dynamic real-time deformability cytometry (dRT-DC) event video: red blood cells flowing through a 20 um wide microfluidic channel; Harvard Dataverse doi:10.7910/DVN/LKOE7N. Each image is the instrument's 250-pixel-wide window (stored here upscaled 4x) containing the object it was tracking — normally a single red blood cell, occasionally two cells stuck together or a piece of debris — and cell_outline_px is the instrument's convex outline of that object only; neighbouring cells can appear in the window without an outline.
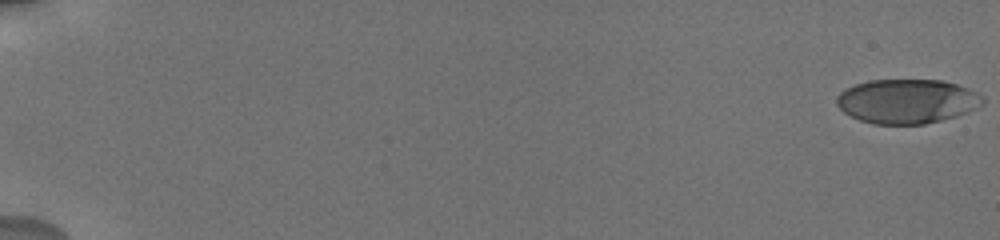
{"species": "human", "species_latin": "Homo sapiens", "temperature_condition": "cold", "stored_images_in_passage": 28, "camera_frame_rate_fps": 3000, "um_per_image_px": 0.085, "donor": {"sex": "male"}, "frame": {"image": 1, "passage_image": 1, "time_ms": 0.0, "image_size_px": [1000, 240], "cell_outline_px": [[984, 104], [968, 112], [956, 116], [924, 124], [872, 124], [860, 120], [844, 112], [836, 104], [836, 96], [840, 92], [856, 84], [868, 80], [944, 80], [968, 88], [984, 96]], "centroid_in_image_um": [77.11, 8.6], "position_along_channel_um": 7.9, "area_um2": 37.8}}
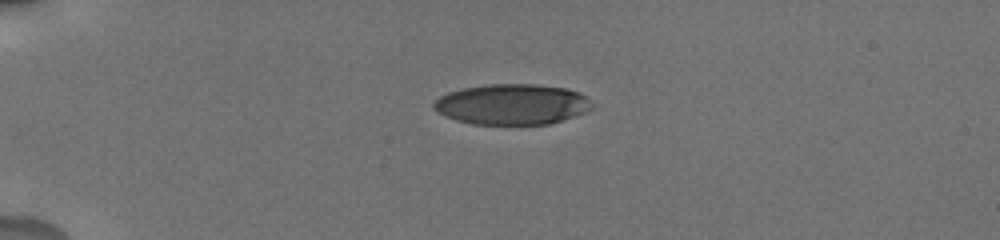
{"frame": {"image": 2, "passage_image": 15, "time_ms": 5.0, "image_size_px": [1000, 240], "cell_outline_px": [[596, 104], [592, 108], [584, 112], [548, 124], [472, 124], [456, 120], [444, 116], [432, 108], [432, 104], [440, 96], [448, 92], [464, 88], [484, 84], [536, 84], [568, 88], [580, 92]], "centroid_in_image_um": [43.52, 8.85], "position_along_channel_um": 41.5, "area_um2": 37.63}}
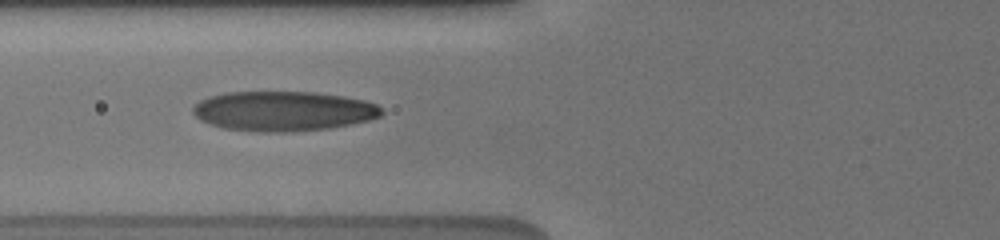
{"frame": {"image": 3, "passage_image": 27, "time_ms": 8.0, "image_size_px": [1000, 240], "cell_outline_px": [[384, 112], [380, 116], [368, 120], [352, 124], [328, 128], [292, 132], [260, 132], [224, 128], [200, 120], [192, 112], [192, 108], [200, 100], [208, 96], [224, 92], [316, 92], [344, 96], [364, 100], [376, 104], [384, 108]], "centroid_in_image_um": [24.09, 9.44], "position_along_channel_um": 101.7, "area_um2": 43.99}}